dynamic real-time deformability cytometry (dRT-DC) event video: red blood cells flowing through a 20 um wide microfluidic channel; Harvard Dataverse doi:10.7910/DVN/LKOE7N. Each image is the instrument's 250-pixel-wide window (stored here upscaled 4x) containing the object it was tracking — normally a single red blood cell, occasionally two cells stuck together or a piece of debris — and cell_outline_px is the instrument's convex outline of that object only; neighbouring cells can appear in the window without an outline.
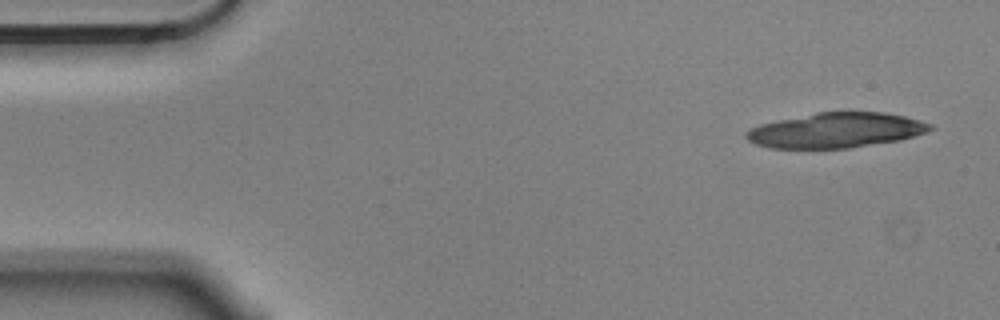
{"species": "Egyptian fruit bat (a non-hibernating species)", "species_latin": "Rousettus aegyptiacus", "temperature_condition": "cold", "stored_images_in_passage": 9, "camera_frame_rate_fps": 3000, "um_per_image_px": 0.085, "animal": {"sex": "male"}, "frame": {"image": 1, "passage_image": 1, "time_ms": 0.0, "image_size_px": [1000, 320], "cell_outline_px": [[932, 128], [928, 132], [900, 140], [848, 148], [768, 148], [756, 144], [748, 140], [744, 136], [752, 128], [760, 124], [816, 112], [884, 112], [904, 116], [920, 120], [932, 124]], "centroid_in_image_um": [71.08, 11.07], "position_along_channel_um": 13.9, "area_um2": 37.4}}
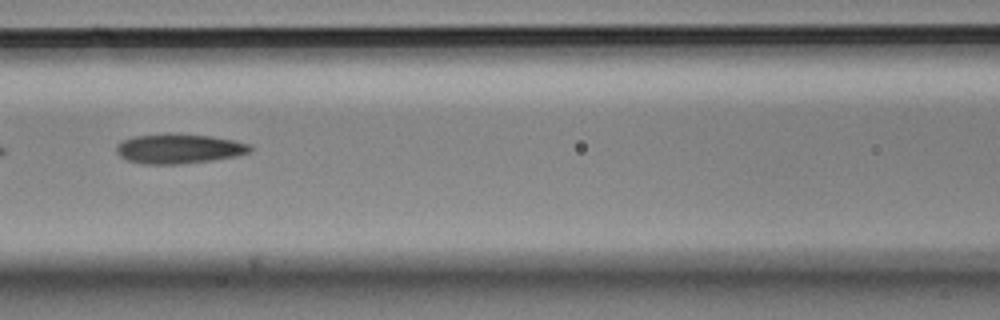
{"frame": {"image": 2, "passage_image": 6, "time_ms": 1.667, "image_size_px": [1000, 320], "cell_outline_px": [[252, 152], [236, 156], [212, 160], [180, 164], [144, 164], [128, 160], [120, 156], [116, 152], [116, 144], [132, 136], [168, 132], [212, 136], [252, 144]], "centroid_in_image_um": [15.21, 12.62], "position_along_channel_um": 151.4, "area_um2": 23.52}}
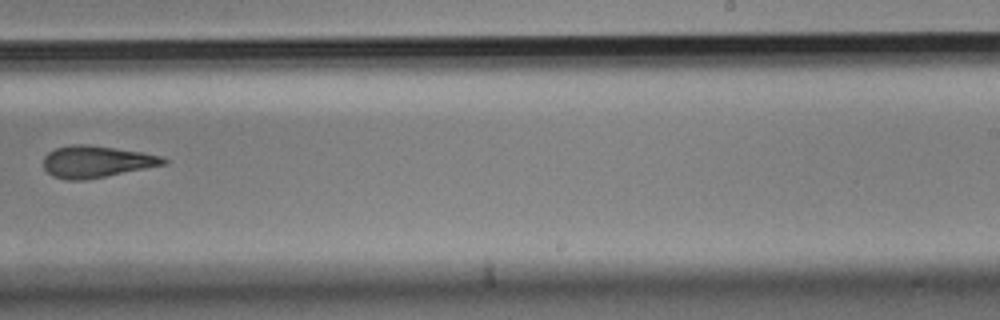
{"frame": {"image": 3, "passage_image": 9, "time_ms": 2.667, "image_size_px": [1000, 320], "cell_outline_px": [[168, 164], [84, 180], [68, 180], [52, 176], [44, 168], [44, 156], [48, 152], [56, 148], [72, 144], [88, 144], [140, 152], [164, 156], [168, 160]], "centroid_in_image_um": [8.2, 13.74], "position_along_channel_um": 280.8, "area_um2": 22.2}}